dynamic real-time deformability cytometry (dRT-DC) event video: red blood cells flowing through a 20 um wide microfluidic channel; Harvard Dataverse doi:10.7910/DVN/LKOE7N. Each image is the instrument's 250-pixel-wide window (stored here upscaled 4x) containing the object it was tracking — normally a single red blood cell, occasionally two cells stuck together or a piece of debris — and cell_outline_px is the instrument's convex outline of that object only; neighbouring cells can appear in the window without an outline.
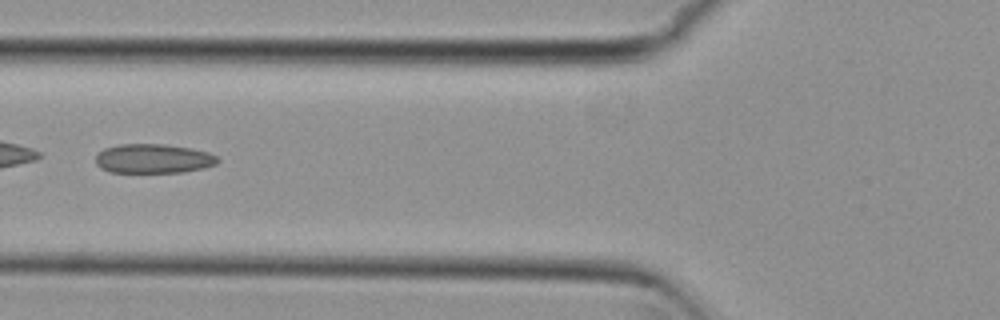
{"species": "common noctule bat (a hibernating species)", "species_latin": "Nyctalus noctula", "temperature_condition": "cold", "stored_images_in_passage": 30, "camera_frame_rate_fps": 3000, "um_per_image_px": 0.085, "animal": {"sex": "female", "body_mass_g": 29.2, "forearm_length_mm": 56.3}, "frame": {"image": 1, "passage_image": 5, "time_ms": 1.333, "image_size_px": [1000, 320], "cell_outline_px": [[220, 160], [216, 164], [204, 168], [184, 172], [108, 172], [100, 168], [96, 164], [96, 156], [104, 148], [120, 144], [164, 144], [192, 148], [208, 152], [216, 156]], "centroid_in_image_um": [13.04, 13.48], "position_along_channel_um": 112.8, "area_um2": 20.92}}
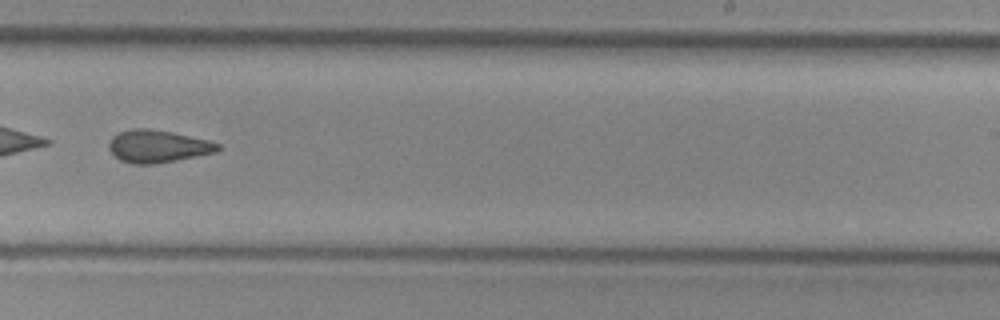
{"frame": {"image": 2, "passage_image": 18, "time_ms": 5.667, "image_size_px": [1000, 320], "cell_outline_px": [[220, 148], [216, 152], [156, 164], [132, 164], [120, 160], [108, 148], [108, 144], [112, 136], [120, 132], [132, 128], [148, 128], [172, 132], [208, 140], [220, 144]], "centroid_in_image_um": [13.39, 12.43], "position_along_channel_um": 275.6, "area_um2": 20.58}, "authors_computed_cell_mechanics": {"area_um2": 20.4612, "velocity_mm_per_s": 3.7571, "shape_relaxation_time_tau1_ms": null, "shape_relaxation_time_tau2_ms": 3.5172, "deformation_change_tau1": null, "deformation_change_tau2": 0.1041}}